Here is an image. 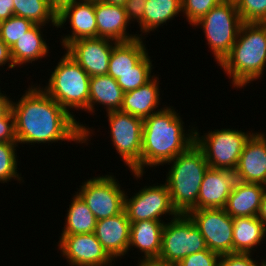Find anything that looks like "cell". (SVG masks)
Listing matches in <instances>:
<instances>
[{
	"label": "cell",
	"instance_id": "obj_41",
	"mask_svg": "<svg viewBox=\"0 0 266 266\" xmlns=\"http://www.w3.org/2000/svg\"><path fill=\"white\" fill-rule=\"evenodd\" d=\"M2 94L0 89V118L5 117L12 110V98Z\"/></svg>",
	"mask_w": 266,
	"mask_h": 266
},
{
	"label": "cell",
	"instance_id": "obj_34",
	"mask_svg": "<svg viewBox=\"0 0 266 266\" xmlns=\"http://www.w3.org/2000/svg\"><path fill=\"white\" fill-rule=\"evenodd\" d=\"M236 7L243 22L266 23V0H237Z\"/></svg>",
	"mask_w": 266,
	"mask_h": 266
},
{
	"label": "cell",
	"instance_id": "obj_14",
	"mask_svg": "<svg viewBox=\"0 0 266 266\" xmlns=\"http://www.w3.org/2000/svg\"><path fill=\"white\" fill-rule=\"evenodd\" d=\"M118 42L107 38H82L71 42L65 52L74 59L90 77L106 75L113 47Z\"/></svg>",
	"mask_w": 266,
	"mask_h": 266
},
{
	"label": "cell",
	"instance_id": "obj_6",
	"mask_svg": "<svg viewBox=\"0 0 266 266\" xmlns=\"http://www.w3.org/2000/svg\"><path fill=\"white\" fill-rule=\"evenodd\" d=\"M235 2L222 1L193 26H200L219 65L230 53L243 24Z\"/></svg>",
	"mask_w": 266,
	"mask_h": 266
},
{
	"label": "cell",
	"instance_id": "obj_7",
	"mask_svg": "<svg viewBox=\"0 0 266 266\" xmlns=\"http://www.w3.org/2000/svg\"><path fill=\"white\" fill-rule=\"evenodd\" d=\"M254 133L236 129H215L200 133L195 128V144L203 151L210 168L235 171L246 142Z\"/></svg>",
	"mask_w": 266,
	"mask_h": 266
},
{
	"label": "cell",
	"instance_id": "obj_42",
	"mask_svg": "<svg viewBox=\"0 0 266 266\" xmlns=\"http://www.w3.org/2000/svg\"><path fill=\"white\" fill-rule=\"evenodd\" d=\"M76 1H79V0H50V5L58 13L65 6H67L69 4H73Z\"/></svg>",
	"mask_w": 266,
	"mask_h": 266
},
{
	"label": "cell",
	"instance_id": "obj_20",
	"mask_svg": "<svg viewBox=\"0 0 266 266\" xmlns=\"http://www.w3.org/2000/svg\"><path fill=\"white\" fill-rule=\"evenodd\" d=\"M266 186L236 181L224 210L232 217L257 216Z\"/></svg>",
	"mask_w": 266,
	"mask_h": 266
},
{
	"label": "cell",
	"instance_id": "obj_27",
	"mask_svg": "<svg viewBox=\"0 0 266 266\" xmlns=\"http://www.w3.org/2000/svg\"><path fill=\"white\" fill-rule=\"evenodd\" d=\"M61 235L86 234L95 231L97 219L76 193L71 200Z\"/></svg>",
	"mask_w": 266,
	"mask_h": 266
},
{
	"label": "cell",
	"instance_id": "obj_43",
	"mask_svg": "<svg viewBox=\"0 0 266 266\" xmlns=\"http://www.w3.org/2000/svg\"><path fill=\"white\" fill-rule=\"evenodd\" d=\"M138 265L137 266H178L176 263H165L162 261H159L157 259L154 260H144V261H139L138 260Z\"/></svg>",
	"mask_w": 266,
	"mask_h": 266
},
{
	"label": "cell",
	"instance_id": "obj_3",
	"mask_svg": "<svg viewBox=\"0 0 266 266\" xmlns=\"http://www.w3.org/2000/svg\"><path fill=\"white\" fill-rule=\"evenodd\" d=\"M234 88L261 79L266 67V23L244 22L230 53L218 65Z\"/></svg>",
	"mask_w": 266,
	"mask_h": 266
},
{
	"label": "cell",
	"instance_id": "obj_24",
	"mask_svg": "<svg viewBox=\"0 0 266 266\" xmlns=\"http://www.w3.org/2000/svg\"><path fill=\"white\" fill-rule=\"evenodd\" d=\"M123 95L122 88L108 74L90 77L89 113L93 114L95 112L94 109L97 104L106 106L104 108L106 112L120 110Z\"/></svg>",
	"mask_w": 266,
	"mask_h": 266
},
{
	"label": "cell",
	"instance_id": "obj_9",
	"mask_svg": "<svg viewBox=\"0 0 266 266\" xmlns=\"http://www.w3.org/2000/svg\"><path fill=\"white\" fill-rule=\"evenodd\" d=\"M106 115L113 147L131 172L141 173L143 119L120 110Z\"/></svg>",
	"mask_w": 266,
	"mask_h": 266
},
{
	"label": "cell",
	"instance_id": "obj_22",
	"mask_svg": "<svg viewBox=\"0 0 266 266\" xmlns=\"http://www.w3.org/2000/svg\"><path fill=\"white\" fill-rule=\"evenodd\" d=\"M159 78L154 76L150 81L141 87L128 91L123 95V102L120 111L129 113L132 116L145 119L151 114L161 111ZM158 109V110H156Z\"/></svg>",
	"mask_w": 266,
	"mask_h": 266
},
{
	"label": "cell",
	"instance_id": "obj_46",
	"mask_svg": "<svg viewBox=\"0 0 266 266\" xmlns=\"http://www.w3.org/2000/svg\"><path fill=\"white\" fill-rule=\"evenodd\" d=\"M223 1H229V2H237V0H223Z\"/></svg>",
	"mask_w": 266,
	"mask_h": 266
},
{
	"label": "cell",
	"instance_id": "obj_30",
	"mask_svg": "<svg viewBox=\"0 0 266 266\" xmlns=\"http://www.w3.org/2000/svg\"><path fill=\"white\" fill-rule=\"evenodd\" d=\"M147 53L136 65L135 70L121 74L116 79L123 92L135 90L150 81L155 75H151L154 68L151 57Z\"/></svg>",
	"mask_w": 266,
	"mask_h": 266
},
{
	"label": "cell",
	"instance_id": "obj_45",
	"mask_svg": "<svg viewBox=\"0 0 266 266\" xmlns=\"http://www.w3.org/2000/svg\"><path fill=\"white\" fill-rule=\"evenodd\" d=\"M102 2L114 5H124L126 0H101Z\"/></svg>",
	"mask_w": 266,
	"mask_h": 266
},
{
	"label": "cell",
	"instance_id": "obj_28",
	"mask_svg": "<svg viewBox=\"0 0 266 266\" xmlns=\"http://www.w3.org/2000/svg\"><path fill=\"white\" fill-rule=\"evenodd\" d=\"M181 12V0H148L143 15L144 35L173 20Z\"/></svg>",
	"mask_w": 266,
	"mask_h": 266
},
{
	"label": "cell",
	"instance_id": "obj_38",
	"mask_svg": "<svg viewBox=\"0 0 266 266\" xmlns=\"http://www.w3.org/2000/svg\"><path fill=\"white\" fill-rule=\"evenodd\" d=\"M0 142H17L12 110L5 117L0 118Z\"/></svg>",
	"mask_w": 266,
	"mask_h": 266
},
{
	"label": "cell",
	"instance_id": "obj_40",
	"mask_svg": "<svg viewBox=\"0 0 266 266\" xmlns=\"http://www.w3.org/2000/svg\"><path fill=\"white\" fill-rule=\"evenodd\" d=\"M5 64H8V70L15 68L11 59L10 48L0 39V66H5Z\"/></svg>",
	"mask_w": 266,
	"mask_h": 266
},
{
	"label": "cell",
	"instance_id": "obj_44",
	"mask_svg": "<svg viewBox=\"0 0 266 266\" xmlns=\"http://www.w3.org/2000/svg\"><path fill=\"white\" fill-rule=\"evenodd\" d=\"M257 217L263 223L266 229V192L263 194V197L261 199L260 209Z\"/></svg>",
	"mask_w": 266,
	"mask_h": 266
},
{
	"label": "cell",
	"instance_id": "obj_5",
	"mask_svg": "<svg viewBox=\"0 0 266 266\" xmlns=\"http://www.w3.org/2000/svg\"><path fill=\"white\" fill-rule=\"evenodd\" d=\"M89 87V74L65 52L42 89L75 116L71 108L89 112Z\"/></svg>",
	"mask_w": 266,
	"mask_h": 266
},
{
	"label": "cell",
	"instance_id": "obj_36",
	"mask_svg": "<svg viewBox=\"0 0 266 266\" xmlns=\"http://www.w3.org/2000/svg\"><path fill=\"white\" fill-rule=\"evenodd\" d=\"M265 259L259 262L252 258V254L232 253L220 256L219 266H261Z\"/></svg>",
	"mask_w": 266,
	"mask_h": 266
},
{
	"label": "cell",
	"instance_id": "obj_19",
	"mask_svg": "<svg viewBox=\"0 0 266 266\" xmlns=\"http://www.w3.org/2000/svg\"><path fill=\"white\" fill-rule=\"evenodd\" d=\"M95 17L97 22V37L107 38L116 42H128L143 38V34H129L130 25L122 5H114L95 0ZM129 24V25H128Z\"/></svg>",
	"mask_w": 266,
	"mask_h": 266
},
{
	"label": "cell",
	"instance_id": "obj_11",
	"mask_svg": "<svg viewBox=\"0 0 266 266\" xmlns=\"http://www.w3.org/2000/svg\"><path fill=\"white\" fill-rule=\"evenodd\" d=\"M129 198L125 193L124 210L130 222L141 220L163 221L162 215H171L172 219L179 214L174 209L166 183L144 186Z\"/></svg>",
	"mask_w": 266,
	"mask_h": 266
},
{
	"label": "cell",
	"instance_id": "obj_12",
	"mask_svg": "<svg viewBox=\"0 0 266 266\" xmlns=\"http://www.w3.org/2000/svg\"><path fill=\"white\" fill-rule=\"evenodd\" d=\"M199 229L209 250L233 253V218L224 208L191 210L187 214Z\"/></svg>",
	"mask_w": 266,
	"mask_h": 266
},
{
	"label": "cell",
	"instance_id": "obj_29",
	"mask_svg": "<svg viewBox=\"0 0 266 266\" xmlns=\"http://www.w3.org/2000/svg\"><path fill=\"white\" fill-rule=\"evenodd\" d=\"M14 15L43 26L50 22L57 28V12L49 0H14Z\"/></svg>",
	"mask_w": 266,
	"mask_h": 266
},
{
	"label": "cell",
	"instance_id": "obj_16",
	"mask_svg": "<svg viewBox=\"0 0 266 266\" xmlns=\"http://www.w3.org/2000/svg\"><path fill=\"white\" fill-rule=\"evenodd\" d=\"M236 180L266 186V134L255 132L246 142L235 170Z\"/></svg>",
	"mask_w": 266,
	"mask_h": 266
},
{
	"label": "cell",
	"instance_id": "obj_2",
	"mask_svg": "<svg viewBox=\"0 0 266 266\" xmlns=\"http://www.w3.org/2000/svg\"><path fill=\"white\" fill-rule=\"evenodd\" d=\"M180 115L171 106L143 119L141 173L132 172L141 179L145 167L166 165L195 143V127L188 132Z\"/></svg>",
	"mask_w": 266,
	"mask_h": 266
},
{
	"label": "cell",
	"instance_id": "obj_13",
	"mask_svg": "<svg viewBox=\"0 0 266 266\" xmlns=\"http://www.w3.org/2000/svg\"><path fill=\"white\" fill-rule=\"evenodd\" d=\"M57 246L70 266H112L114 261L94 232L61 235Z\"/></svg>",
	"mask_w": 266,
	"mask_h": 266
},
{
	"label": "cell",
	"instance_id": "obj_37",
	"mask_svg": "<svg viewBox=\"0 0 266 266\" xmlns=\"http://www.w3.org/2000/svg\"><path fill=\"white\" fill-rule=\"evenodd\" d=\"M148 0H126L125 4L123 5L124 10L126 12L127 19L131 23L135 20L138 22L140 27V32L143 33V15L145 5Z\"/></svg>",
	"mask_w": 266,
	"mask_h": 266
},
{
	"label": "cell",
	"instance_id": "obj_35",
	"mask_svg": "<svg viewBox=\"0 0 266 266\" xmlns=\"http://www.w3.org/2000/svg\"><path fill=\"white\" fill-rule=\"evenodd\" d=\"M220 255L205 249L190 254L178 262V266H219Z\"/></svg>",
	"mask_w": 266,
	"mask_h": 266
},
{
	"label": "cell",
	"instance_id": "obj_32",
	"mask_svg": "<svg viewBox=\"0 0 266 266\" xmlns=\"http://www.w3.org/2000/svg\"><path fill=\"white\" fill-rule=\"evenodd\" d=\"M35 24L26 18L13 15L0 22V39L11 48Z\"/></svg>",
	"mask_w": 266,
	"mask_h": 266
},
{
	"label": "cell",
	"instance_id": "obj_4",
	"mask_svg": "<svg viewBox=\"0 0 266 266\" xmlns=\"http://www.w3.org/2000/svg\"><path fill=\"white\" fill-rule=\"evenodd\" d=\"M167 163L171 166L165 183L174 209L178 214L185 215L191 210H197L200 186L209 168L203 151L194 143Z\"/></svg>",
	"mask_w": 266,
	"mask_h": 266
},
{
	"label": "cell",
	"instance_id": "obj_18",
	"mask_svg": "<svg viewBox=\"0 0 266 266\" xmlns=\"http://www.w3.org/2000/svg\"><path fill=\"white\" fill-rule=\"evenodd\" d=\"M236 181L235 171L209 167L200 186L197 210L224 208Z\"/></svg>",
	"mask_w": 266,
	"mask_h": 266
},
{
	"label": "cell",
	"instance_id": "obj_8",
	"mask_svg": "<svg viewBox=\"0 0 266 266\" xmlns=\"http://www.w3.org/2000/svg\"><path fill=\"white\" fill-rule=\"evenodd\" d=\"M208 249L204 237L188 215L179 214L165 223L162 247L157 260L178 263L186 256Z\"/></svg>",
	"mask_w": 266,
	"mask_h": 266
},
{
	"label": "cell",
	"instance_id": "obj_26",
	"mask_svg": "<svg viewBox=\"0 0 266 266\" xmlns=\"http://www.w3.org/2000/svg\"><path fill=\"white\" fill-rule=\"evenodd\" d=\"M142 38L128 42H118L112 50L108 75L118 79L121 74L135 70V65L148 53Z\"/></svg>",
	"mask_w": 266,
	"mask_h": 266
},
{
	"label": "cell",
	"instance_id": "obj_15",
	"mask_svg": "<svg viewBox=\"0 0 266 266\" xmlns=\"http://www.w3.org/2000/svg\"><path fill=\"white\" fill-rule=\"evenodd\" d=\"M67 20L72 34L61 38L62 48L78 39L97 37L95 0H79L65 6L57 13V28H62Z\"/></svg>",
	"mask_w": 266,
	"mask_h": 266
},
{
	"label": "cell",
	"instance_id": "obj_21",
	"mask_svg": "<svg viewBox=\"0 0 266 266\" xmlns=\"http://www.w3.org/2000/svg\"><path fill=\"white\" fill-rule=\"evenodd\" d=\"M166 222L141 220L131 222L128 251L134 247L144 254L140 261L158 259L162 247V232Z\"/></svg>",
	"mask_w": 266,
	"mask_h": 266
},
{
	"label": "cell",
	"instance_id": "obj_23",
	"mask_svg": "<svg viewBox=\"0 0 266 266\" xmlns=\"http://www.w3.org/2000/svg\"><path fill=\"white\" fill-rule=\"evenodd\" d=\"M43 27V25L35 24L10 48L11 59L15 67L48 56L49 46L43 38Z\"/></svg>",
	"mask_w": 266,
	"mask_h": 266
},
{
	"label": "cell",
	"instance_id": "obj_33",
	"mask_svg": "<svg viewBox=\"0 0 266 266\" xmlns=\"http://www.w3.org/2000/svg\"><path fill=\"white\" fill-rule=\"evenodd\" d=\"M223 0H181V9L187 22L193 25Z\"/></svg>",
	"mask_w": 266,
	"mask_h": 266
},
{
	"label": "cell",
	"instance_id": "obj_1",
	"mask_svg": "<svg viewBox=\"0 0 266 266\" xmlns=\"http://www.w3.org/2000/svg\"><path fill=\"white\" fill-rule=\"evenodd\" d=\"M41 87L40 84L29 86L20 100L12 102L18 144H50L58 141L88 144L93 130L77 122Z\"/></svg>",
	"mask_w": 266,
	"mask_h": 266
},
{
	"label": "cell",
	"instance_id": "obj_17",
	"mask_svg": "<svg viewBox=\"0 0 266 266\" xmlns=\"http://www.w3.org/2000/svg\"><path fill=\"white\" fill-rule=\"evenodd\" d=\"M130 226L125 210L115 216L97 220L95 236L113 260L128 254Z\"/></svg>",
	"mask_w": 266,
	"mask_h": 266
},
{
	"label": "cell",
	"instance_id": "obj_10",
	"mask_svg": "<svg viewBox=\"0 0 266 266\" xmlns=\"http://www.w3.org/2000/svg\"><path fill=\"white\" fill-rule=\"evenodd\" d=\"M113 175L87 179L77 193L97 220L109 218L124 210L125 192Z\"/></svg>",
	"mask_w": 266,
	"mask_h": 266
},
{
	"label": "cell",
	"instance_id": "obj_25",
	"mask_svg": "<svg viewBox=\"0 0 266 266\" xmlns=\"http://www.w3.org/2000/svg\"><path fill=\"white\" fill-rule=\"evenodd\" d=\"M266 237V229L257 216L233 218V253L251 254Z\"/></svg>",
	"mask_w": 266,
	"mask_h": 266
},
{
	"label": "cell",
	"instance_id": "obj_31",
	"mask_svg": "<svg viewBox=\"0 0 266 266\" xmlns=\"http://www.w3.org/2000/svg\"><path fill=\"white\" fill-rule=\"evenodd\" d=\"M18 142H0V183H7L11 179L23 180L17 171L16 147Z\"/></svg>",
	"mask_w": 266,
	"mask_h": 266
},
{
	"label": "cell",
	"instance_id": "obj_39",
	"mask_svg": "<svg viewBox=\"0 0 266 266\" xmlns=\"http://www.w3.org/2000/svg\"><path fill=\"white\" fill-rule=\"evenodd\" d=\"M14 15V0H0V22Z\"/></svg>",
	"mask_w": 266,
	"mask_h": 266
}]
</instances>
